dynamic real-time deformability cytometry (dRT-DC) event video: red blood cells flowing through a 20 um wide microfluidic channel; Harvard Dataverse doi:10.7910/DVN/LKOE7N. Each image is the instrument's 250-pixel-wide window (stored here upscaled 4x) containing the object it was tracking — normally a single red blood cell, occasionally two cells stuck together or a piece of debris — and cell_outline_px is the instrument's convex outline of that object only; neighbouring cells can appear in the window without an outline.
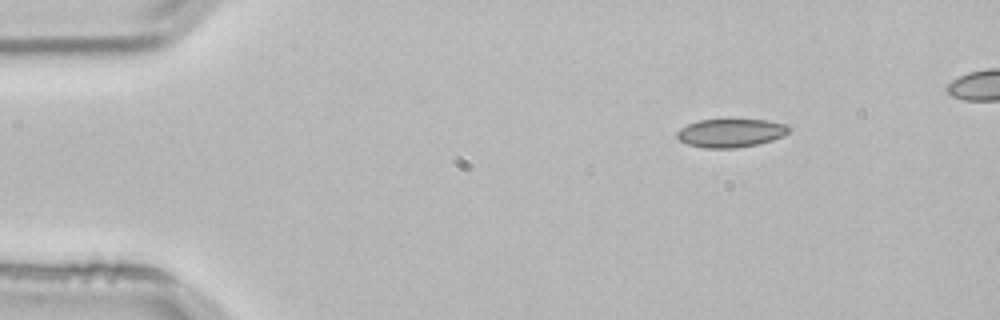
{"species": "common noctule bat (a hibernating species)", "species_latin": "Nyctalus noctula", "temperature_condition": "room temperature", "stored_images_in_passage": 3, "camera_frame_rate_fps": 3000, "um_per_image_px": 0.085, "animal": {"sex": "male", "body_mass_g": 21.5, "forearm_length_mm": 52.0}, "frame": {"image": 1, "passage_image": 1, "time_ms": 0.0, "image_size_px": [1000, 320], "cell_outline_px": [[792, 128], [784, 136], [772, 140], [756, 144], [736, 148], [704, 148], [688, 144], [680, 140], [676, 136], [676, 132], [680, 128], [688, 124], [700, 120], [728, 116], [768, 120], [792, 124]], "centroid_in_image_um": [62.17, 11.24], "position_along_channel_um": 22.8, "area_um2": 19.65}}